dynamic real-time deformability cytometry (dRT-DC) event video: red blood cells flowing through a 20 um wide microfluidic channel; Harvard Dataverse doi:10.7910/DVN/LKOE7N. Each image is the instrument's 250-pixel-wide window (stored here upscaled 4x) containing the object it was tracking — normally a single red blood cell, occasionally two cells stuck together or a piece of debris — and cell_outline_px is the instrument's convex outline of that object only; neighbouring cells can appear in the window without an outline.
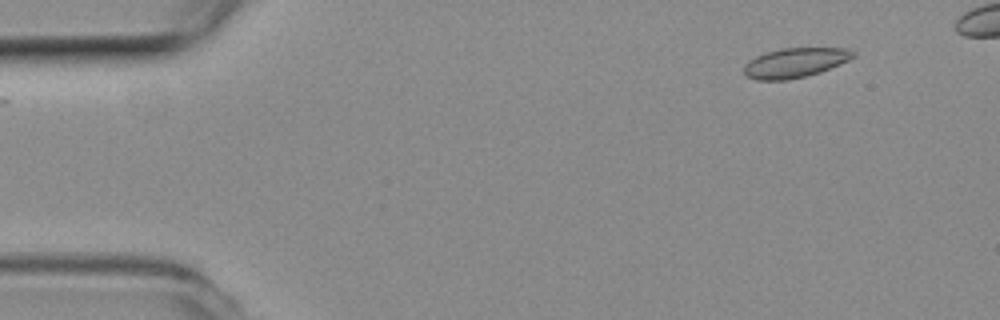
{"species": "common noctule bat (a hibernating species)", "species_latin": "Nyctalus noctula", "temperature_condition": "room temperature", "stored_images_in_passage": 5, "camera_frame_rate_fps": 3000, "um_per_image_px": 0.085, "animal": {"sex": "female", "body_mass_g": 19.3, "forearm_length_mm": 54.1}, "frame": {"image": 1, "passage_image": 2, "time_ms": 0.333, "image_size_px": [1000, 320], "cell_outline_px": [[856, 56], [840, 64], [820, 72], [788, 80], [756, 80], [748, 76], [744, 72], [744, 64], [748, 60], [764, 52], [780, 48], [844, 48], [856, 52]], "centroid_in_image_um": [67.56, 5.32], "position_along_channel_um": 17.4, "area_um2": 18.9}}